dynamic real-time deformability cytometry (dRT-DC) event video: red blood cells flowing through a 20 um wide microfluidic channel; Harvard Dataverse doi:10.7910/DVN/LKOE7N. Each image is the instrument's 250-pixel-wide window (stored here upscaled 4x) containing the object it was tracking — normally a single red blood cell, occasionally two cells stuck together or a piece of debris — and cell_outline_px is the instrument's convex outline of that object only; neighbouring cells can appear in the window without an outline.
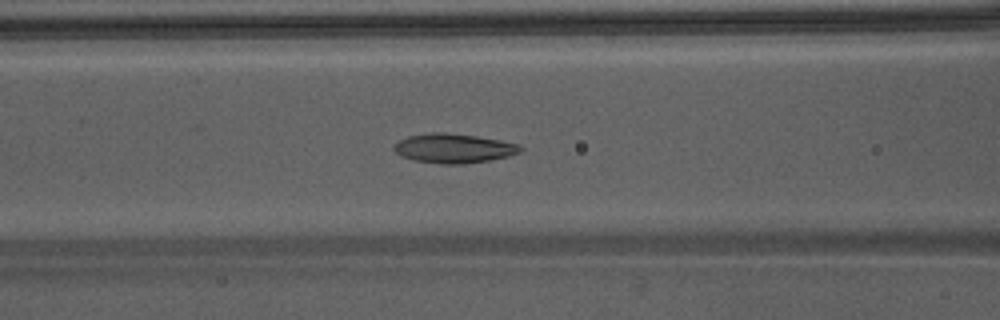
{"species": "Egyptian fruit bat (a non-hibernating species)", "species_latin": "Rousettus aegyptiacus", "temperature_condition": "warm", "stored_images_in_passage": 50, "camera_frame_rate_fps": 3000, "um_per_image_px": 0.085, "animal": {"sex": "male"}, "frame": {"image": 1, "passage_image": 23, "time_ms": 7.333, "image_size_px": [1000, 320], "cell_outline_px": [[524, 148], [520, 152], [508, 156], [488, 160], [464, 164], [440, 164], [412, 160], [400, 156], [392, 148], [392, 144], [408, 136], [432, 132], [444, 132], [476, 136], [500, 140], [520, 144]], "centroid_in_image_um": [38.54, 12.61], "position_along_channel_um": 128.1, "area_um2": 21.79}}
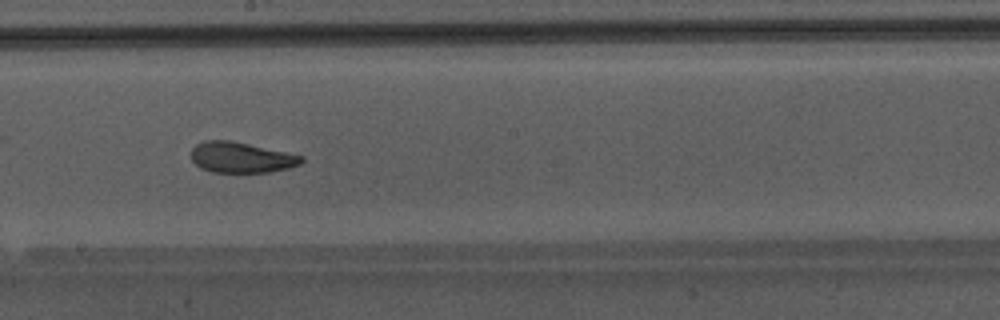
{"frame": {"image": 2, "passage_image": 30, "time_ms": 9.667, "image_size_px": [1000, 320], "cell_outline_px": [[304, 160], [300, 164], [288, 168], [268, 172], [212, 172], [200, 168], [192, 160], [192, 148], [196, 144], [204, 140], [228, 140], [248, 144], [304, 156]], "centroid_in_image_um": [20.49, 13.38], "position_along_channel_um": 227.7, "area_um2": 19.54}}
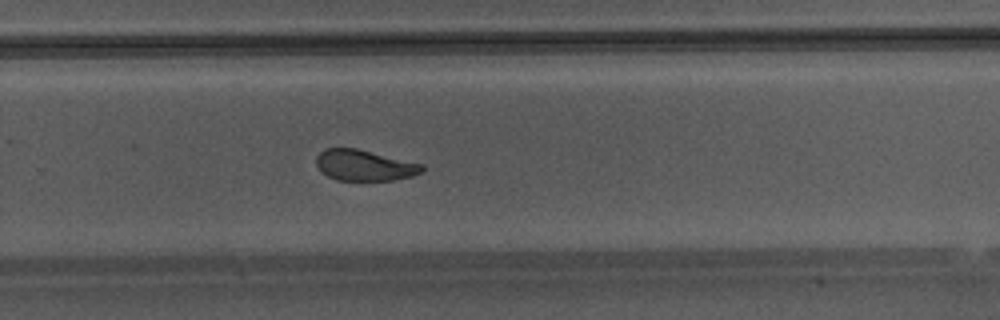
{"frame": {"image": 3, "passage_image": 35, "time_ms": 11.333, "image_size_px": [1000, 320], "cell_outline_px": [[424, 168], [420, 172], [412, 176], [392, 180], [336, 180], [320, 172], [316, 164], [316, 156], [324, 148], [356, 148], [424, 164]], "centroid_in_image_um": [30.94, 14.05], "position_along_channel_um": 298.9, "area_um2": 19.07}, "authors_computed_cell_mechanics": {"area_um2": 21.3282, "velocity_mm_per_s": 4.2814, "shape_relaxation_time_tau1_ms": 6.1188, "shape_relaxation_time_tau2_ms": 1.7075, "deformation_change_tau1": 0.1949, "deformation_change_tau2": 0.0668}}